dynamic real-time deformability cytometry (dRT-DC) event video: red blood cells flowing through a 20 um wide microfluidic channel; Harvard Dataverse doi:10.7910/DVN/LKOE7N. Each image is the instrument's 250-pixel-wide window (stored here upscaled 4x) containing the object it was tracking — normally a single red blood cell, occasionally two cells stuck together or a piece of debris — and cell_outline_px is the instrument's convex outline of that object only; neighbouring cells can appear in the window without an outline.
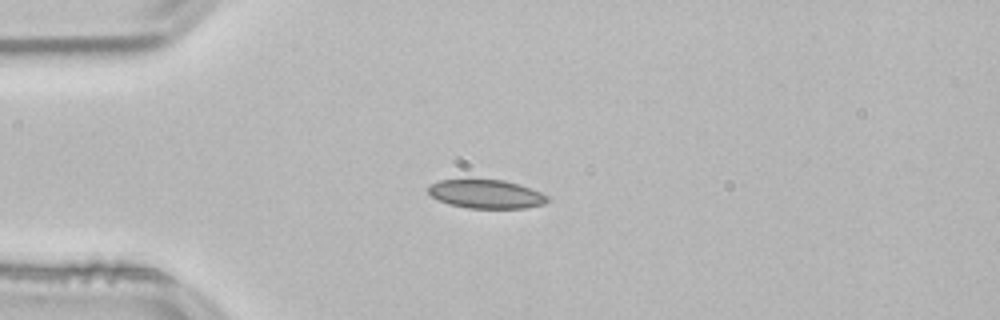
{"species": "common noctule bat (a hibernating species)", "species_latin": "Nyctalus noctula", "temperature_condition": "room temperature", "stored_images_in_passage": 41, "camera_frame_rate_fps": 3000, "um_per_image_px": 0.085, "animal": {"sex": "male", "body_mass_g": 21.5, "forearm_length_mm": 52.0}, "frame": {"image": 1, "passage_image": 1, "time_ms": 0.0, "image_size_px": [1000, 320], "cell_outline_px": [[548, 200], [544, 204], [524, 208], [468, 208], [448, 204], [432, 196], [428, 192], [428, 188], [432, 184], [440, 180], [504, 180], [540, 192], [548, 196]], "centroid_in_image_um": [41.32, 16.51], "position_along_channel_um": 43.7, "area_um2": 19.54}}
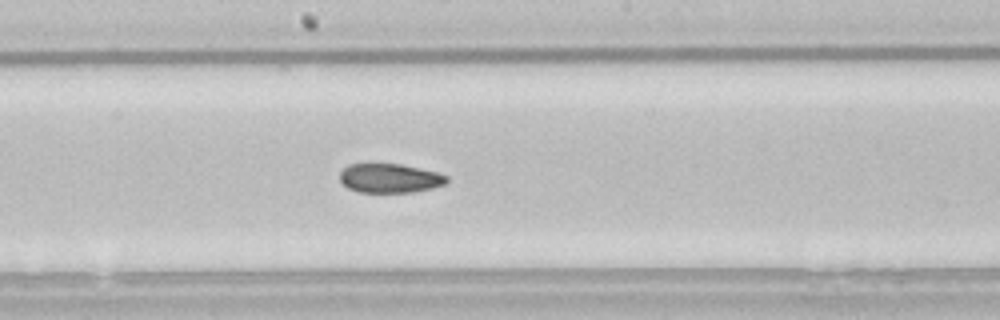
{"frame": {"image": 2, "passage_image": 16, "time_ms": 5.0, "image_size_px": [1000, 320], "cell_outline_px": [[448, 184], [432, 188], [412, 192], [360, 192], [348, 188], [340, 180], [340, 172], [348, 164], [400, 164], [436, 172], [448, 176]], "centroid_in_image_um": [33.15, 15.15], "position_along_channel_um": 215.0, "area_um2": 18.09}}
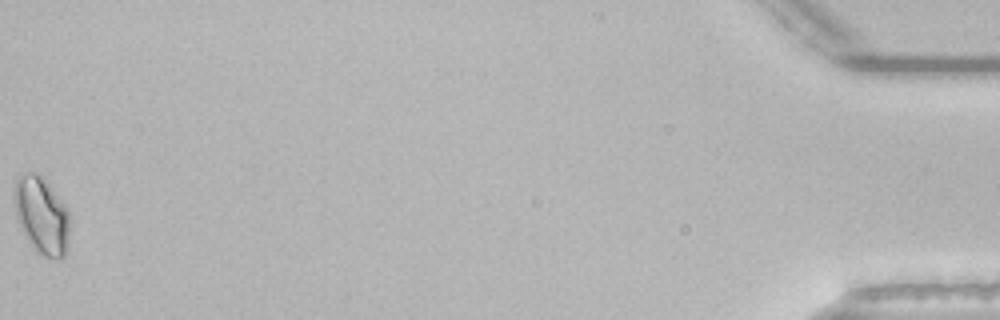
{"frame": {"image": 3, "passage_image": 41, "time_ms": 13.333, "image_size_px": [1000, 320], "cell_outline_px": [[68, 244], [64, 256], [60, 260], [44, 256], [36, 252], [32, 248], [24, 236], [16, 220], [12, 200], [12, 188], [16, 176], [28, 172], [36, 172], [44, 180], [64, 204], [68, 212]], "centroid_in_image_um": [3.46, 18.32], "position_along_channel_um": 431.7, "area_um2": 25.43}, "authors_computed_cell_mechanics": {"area_um2": 19.363, "velocity_mm_per_s": 3.8329, "shape_relaxation_time_tau1_ms": null, "shape_relaxation_time_tau2_ms": 3.8492, "deformation_change_tau1": null, "deformation_change_tau2": 0.081}}